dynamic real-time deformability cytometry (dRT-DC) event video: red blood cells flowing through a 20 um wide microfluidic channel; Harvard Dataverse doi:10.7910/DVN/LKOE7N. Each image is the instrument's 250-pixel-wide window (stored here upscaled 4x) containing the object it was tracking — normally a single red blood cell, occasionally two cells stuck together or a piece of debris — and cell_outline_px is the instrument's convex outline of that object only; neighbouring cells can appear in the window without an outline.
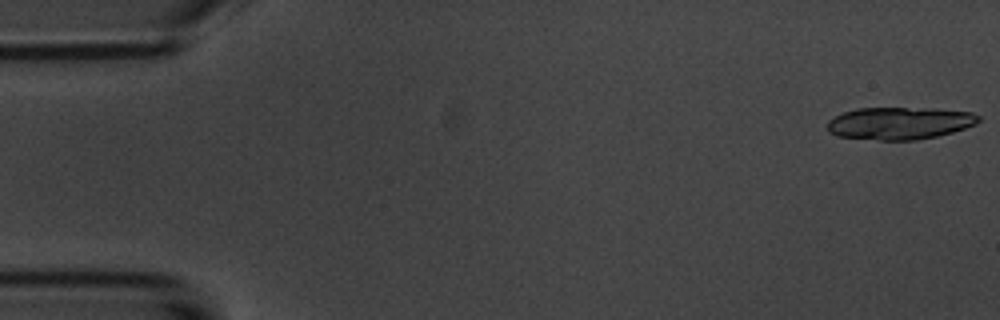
{"species": "common noctule bat (a hibernating species)", "species_latin": "Nyctalus noctula", "temperature_condition": "room temperature", "stored_images_in_passage": 5, "camera_frame_rate_fps": 3000, "um_per_image_px": 0.085, "animal": {"sex": "male", "body_mass_g": 20.1, "forearm_length_mm": 53.5}, "frame": {"image": 1, "passage_image": 1, "time_ms": 0.0, "image_size_px": [1000, 320], "cell_outline_px": [[980, 120], [976, 124], [952, 132], [936, 136], [916, 140], [880, 140], [836, 136], [828, 132], [828, 120], [844, 112], [856, 108], [932, 108], [972, 112], [980, 116]], "centroid_in_image_um": [76.47, 10.47], "position_along_channel_um": 8.5, "area_um2": 28.55}}